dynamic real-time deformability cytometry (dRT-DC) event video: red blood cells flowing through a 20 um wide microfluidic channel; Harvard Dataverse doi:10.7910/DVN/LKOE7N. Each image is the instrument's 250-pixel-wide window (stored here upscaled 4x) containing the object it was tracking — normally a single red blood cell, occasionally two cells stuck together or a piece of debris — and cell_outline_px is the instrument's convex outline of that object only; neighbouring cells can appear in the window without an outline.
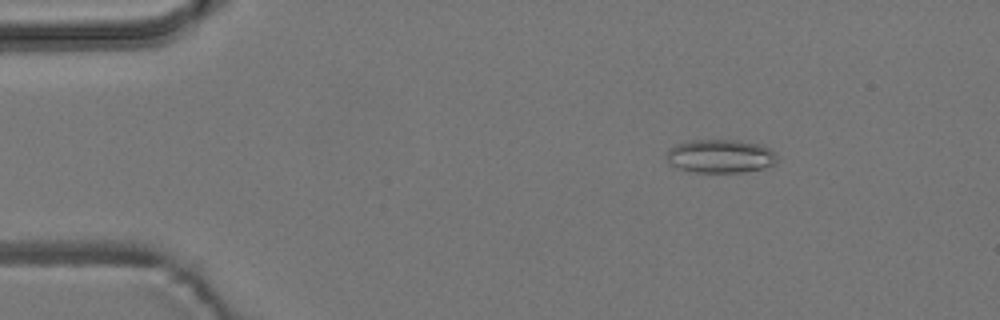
{"species": "common noctule bat (a hibernating species)", "species_latin": "Nyctalus noctula", "temperature_condition": "room temperature", "stored_images_in_passage": 7, "camera_frame_rate_fps": 3000, "um_per_image_px": 0.085, "animal": {"sex": "male", "body_mass_g": 19.2, "forearm_length_mm": 51.8}, "frame": {"image": 1, "passage_image": 3, "time_ms": 2.333, "image_size_px": [1000, 320], "cell_outline_px": [[776, 164], [764, 168], [744, 172], [696, 172], [680, 168], [672, 164], [668, 160], [668, 152], [676, 144], [688, 140], [740, 140], [760, 144], [776, 152]], "centroid_in_image_um": [61.3, 13.26], "position_along_channel_um": 23.7, "area_um2": 21.44}}
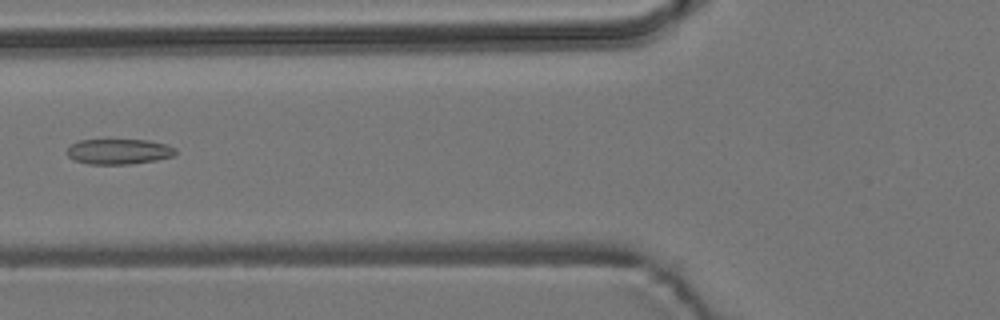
{"frame": {"image": 2, "passage_image": 7, "time_ms": 6.667, "image_size_px": [1000, 320], "cell_outline_px": [[176, 156], [156, 160], [132, 164], [88, 164], [76, 160], [68, 156], [68, 148], [72, 144], [80, 140], [148, 140], [168, 144], [176, 148]], "centroid_in_image_um": [10.17, 12.88], "position_along_channel_um": 115.6, "area_um2": 16.07}}